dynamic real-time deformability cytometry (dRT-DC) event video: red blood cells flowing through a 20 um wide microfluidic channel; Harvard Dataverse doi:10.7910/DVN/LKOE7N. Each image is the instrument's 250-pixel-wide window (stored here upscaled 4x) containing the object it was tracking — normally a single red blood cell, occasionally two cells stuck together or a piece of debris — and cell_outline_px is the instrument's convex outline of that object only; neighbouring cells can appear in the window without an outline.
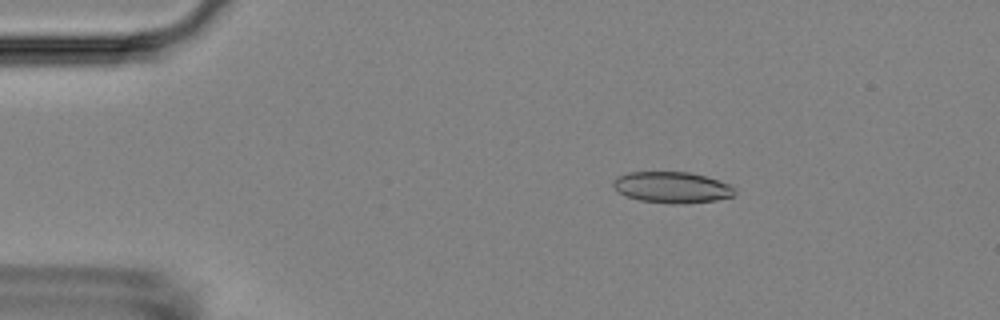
{"species": "Egyptian fruit bat (a non-hibernating species)", "species_latin": "Rousettus aegyptiacus", "temperature_condition": "room temperature", "stored_images_in_passage": 54, "camera_frame_rate_fps": 3000, "um_per_image_px": 0.085, "animal": {"sex": "female"}, "frame": {"image": 1, "passage_image": 9, "time_ms": 2.667, "image_size_px": [1000, 320], "cell_outline_px": [[736, 192], [732, 196], [716, 200], [684, 204], [672, 204], [640, 200], [628, 196], [620, 192], [612, 184], [612, 180], [616, 176], [628, 172], [688, 172], [704, 176], [728, 184]], "centroid_in_image_um": [57.08, 15.92], "position_along_channel_um": 27.9, "area_um2": 21.85}}
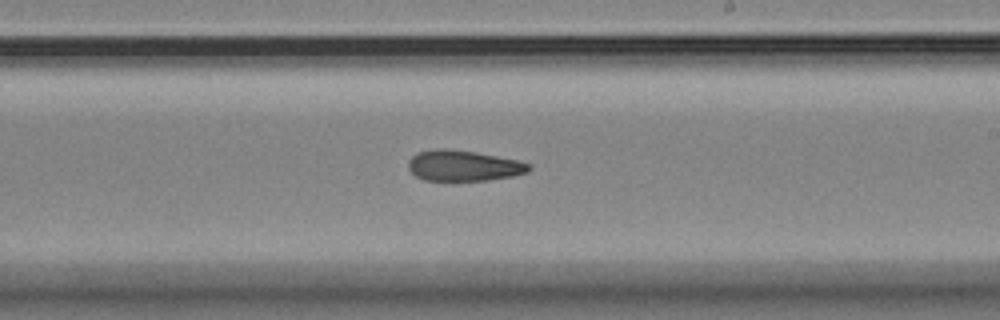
{"frame": {"image": 2, "passage_image": 32, "time_ms": 10.333, "image_size_px": [1000, 320], "cell_outline_px": [[532, 168], [528, 172], [512, 176], [488, 180], [424, 180], [416, 176], [408, 168], [408, 160], [416, 152], [436, 148], [444, 148], [476, 152], [516, 160], [528, 164]], "centroid_in_image_um": [39.35, 14.07], "position_along_channel_um": 249.6, "area_um2": 21.5}}
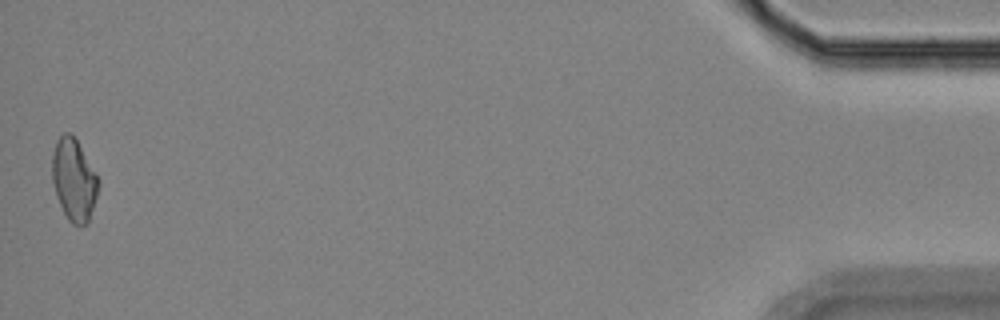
{"frame": {"image": 3, "passage_image": 54, "time_ms": 17.667, "image_size_px": [1000, 320], "cell_outline_px": [[100, 184], [88, 224], [72, 224], [68, 220], [56, 196], [52, 180], [52, 156], [56, 140], [64, 132], [68, 132], [76, 140], [96, 172], [100, 180]], "centroid_in_image_um": [6.29, 15.29], "position_along_channel_um": 428.9, "area_um2": 22.02}, "authors_computed_cell_mechanics": {"area_um2": 22.3108, "velocity_mm_per_s": 3.6485, "shape_relaxation_time_tau1_ms": 9.6868, "shape_relaxation_time_tau2_ms": 5.0364, "deformation_change_tau1": 0.1631, "deformation_change_tau2": 0.1314}}